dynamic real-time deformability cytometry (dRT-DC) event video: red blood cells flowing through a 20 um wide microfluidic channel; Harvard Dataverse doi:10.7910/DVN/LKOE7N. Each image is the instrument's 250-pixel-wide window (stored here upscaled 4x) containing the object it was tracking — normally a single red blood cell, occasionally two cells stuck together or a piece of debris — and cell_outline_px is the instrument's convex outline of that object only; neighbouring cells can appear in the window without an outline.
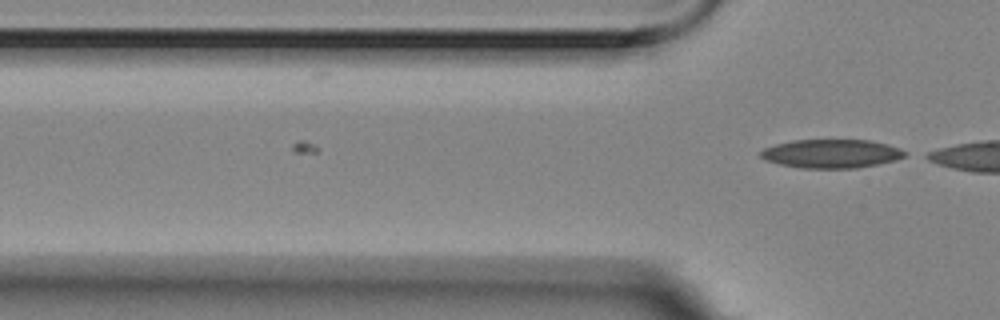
{"species": "Egyptian fruit bat (a non-hibernating species)", "species_latin": "Rousettus aegyptiacus", "temperature_condition": "room temperature", "stored_images_in_passage": 6, "camera_frame_rate_fps": 3000, "um_per_image_px": 0.085, "animal": {"sex": "female"}, "frame": {"image": 1, "passage_image": 6, "time_ms": 1.667, "image_size_px": [1000, 320], "cell_outline_px": [[908, 152], [904, 156], [896, 160], [856, 168], [800, 168], [780, 164], [764, 160], [760, 156], [760, 152], [764, 148], [776, 144], [792, 140], [868, 140], [888, 144], [900, 148]], "centroid_in_image_um": [70.66, 13.06], "position_along_channel_um": 55.1, "area_um2": 24.1}}